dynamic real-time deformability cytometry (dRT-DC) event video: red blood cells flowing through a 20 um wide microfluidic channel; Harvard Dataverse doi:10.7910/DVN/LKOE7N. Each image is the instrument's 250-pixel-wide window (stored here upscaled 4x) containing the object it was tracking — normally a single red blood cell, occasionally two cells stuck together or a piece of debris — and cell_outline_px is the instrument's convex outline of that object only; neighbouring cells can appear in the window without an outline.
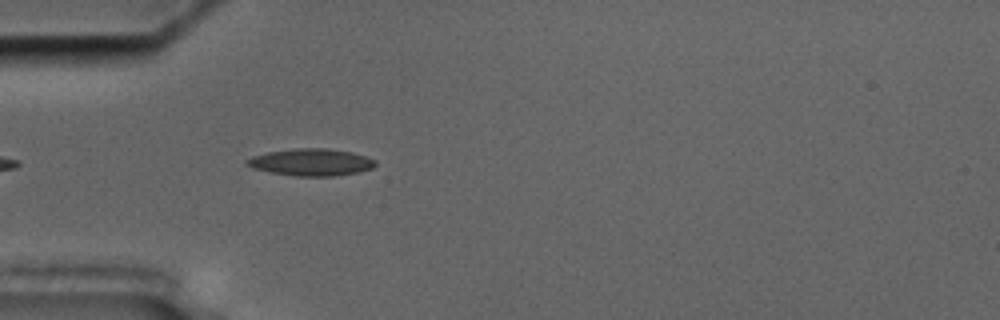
{"species": "common noctule bat (a hibernating species)", "species_latin": "Nyctalus noctula", "temperature_condition": "cold", "stored_images_in_passage": 43, "segment_of_instrument_passage": [1, 2], "camera_frame_rate_fps": 3000, "um_per_image_px": 0.085, "animal": {"sex": "male", "body_mass_g": 17.5, "forearm_length_mm": 52.3}, "frame": {"image": 1, "passage_image": 4, "time_ms": 1.0, "image_size_px": [1000, 320], "cell_outline_px": [[376, 164], [372, 168], [360, 172], [332, 176], [296, 176], [268, 172], [252, 168], [244, 164], [244, 160], [252, 156], [268, 152], [296, 148], [324, 148], [352, 152], [376, 160]], "centroid_in_image_um": [26.41, 13.79], "position_along_channel_um": 58.6, "area_um2": 20.35}}
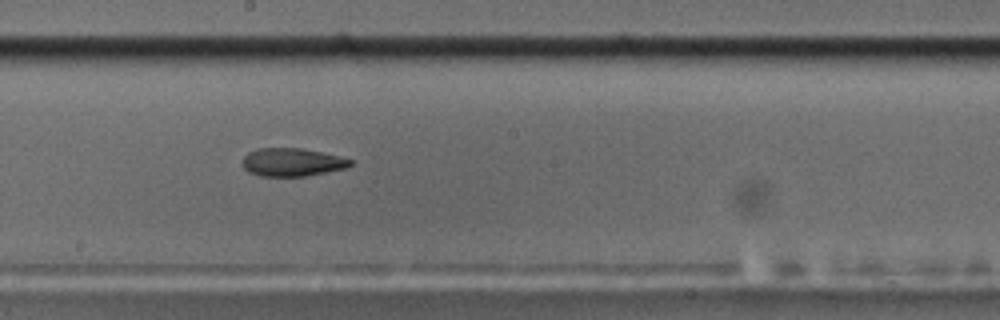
{"frame": {"image": 2, "passage_image": 18, "time_ms": 5.667, "image_size_px": [1000, 320], "cell_outline_px": [[352, 164], [348, 168], [304, 176], [260, 176], [248, 172], [244, 168], [244, 156], [248, 152], [256, 148], [300, 148], [340, 156], [352, 160]], "centroid_in_image_um": [24.83, 13.79], "position_along_channel_um": 223.4, "area_um2": 17.63}}
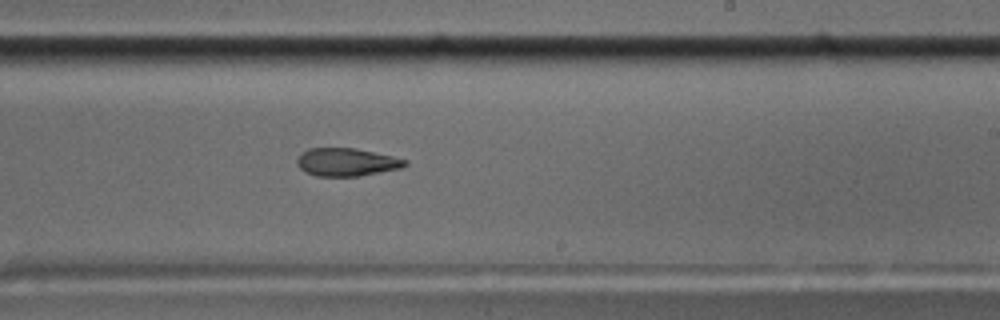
{"frame": {"image": 3, "passage_image": 21, "time_ms": 6.667, "image_size_px": [1000, 320], "cell_outline_px": [[408, 164], [404, 168], [360, 176], [316, 176], [304, 172], [296, 164], [296, 160], [308, 148], [356, 148], [392, 156], [408, 160]], "centroid_in_image_um": [29.49, 13.79], "position_along_channel_um": 259.5, "area_um2": 17.74}}